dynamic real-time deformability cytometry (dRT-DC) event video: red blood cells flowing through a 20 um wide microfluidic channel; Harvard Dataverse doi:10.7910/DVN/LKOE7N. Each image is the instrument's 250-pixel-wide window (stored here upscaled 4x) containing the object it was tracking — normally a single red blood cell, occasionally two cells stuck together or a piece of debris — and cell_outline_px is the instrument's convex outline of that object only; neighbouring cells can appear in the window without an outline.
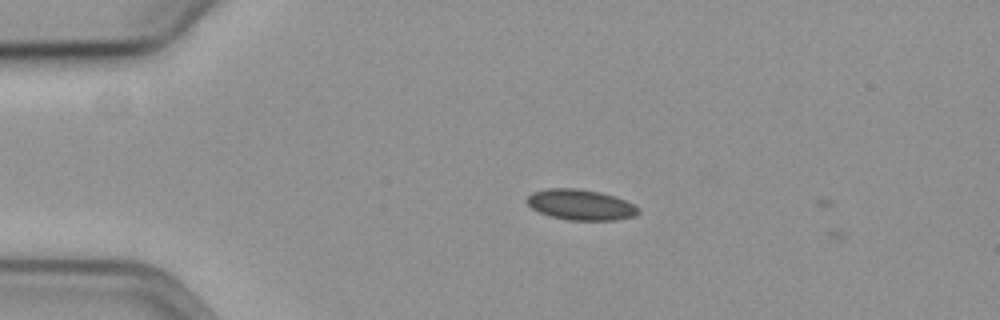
{"species": "common noctule bat (a hibernating species)", "species_latin": "Nyctalus noctula", "temperature_condition": "cold", "stored_images_in_passage": 8, "camera_frame_rate_fps": 3000, "um_per_image_px": 0.085, "animal": {"sex": "female", "body_mass_g": 19.3, "forearm_length_mm": 54.1}, "frame": {"image": 1, "passage_image": 7, "time_ms": 2.0, "image_size_px": [1000, 320], "cell_outline_px": [[640, 212], [636, 216], [616, 220], [568, 220], [552, 216], [540, 212], [532, 208], [524, 200], [532, 192], [548, 188], [576, 188], [600, 192], [624, 200], [640, 208]], "centroid_in_image_um": [49.35, 17.4], "position_along_channel_um": 35.6, "area_um2": 19.83}}